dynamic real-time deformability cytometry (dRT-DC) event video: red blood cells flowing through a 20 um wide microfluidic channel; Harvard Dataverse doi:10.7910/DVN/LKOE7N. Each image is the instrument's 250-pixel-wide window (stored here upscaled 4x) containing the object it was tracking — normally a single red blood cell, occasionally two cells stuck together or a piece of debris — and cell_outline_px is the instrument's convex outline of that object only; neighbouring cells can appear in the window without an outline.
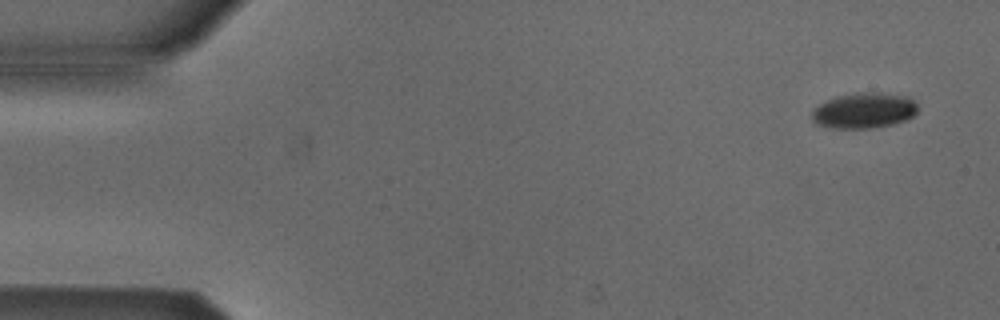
{"species": "Egyptian fruit bat (a non-hibernating species)", "species_latin": "Rousettus aegyptiacus", "temperature_condition": "cold", "stored_images_in_passage": 4, "camera_frame_rate_fps": 3000, "um_per_image_px": 0.085, "animal": {"sex": "male"}, "frame": {"image": 1, "passage_image": 1, "time_ms": 0.0, "image_size_px": [1000, 320], "cell_outline_px": [[916, 112], [908, 120], [892, 124], [872, 128], [832, 128], [816, 124], [812, 120], [812, 112], [820, 104], [836, 96], [856, 92], [880, 92], [908, 96], [916, 104]], "centroid_in_image_um": [73.45, 9.39], "position_along_channel_um": 11.6, "area_um2": 21.96}}
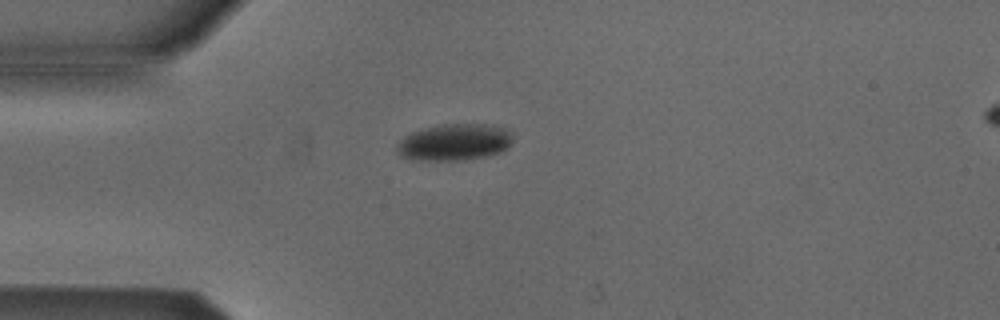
{"frame": {"image": 2, "passage_image": 4, "time_ms": 1.0, "image_size_px": [1000, 320], "cell_outline_px": [[512, 140], [508, 148], [500, 152], [464, 160], [420, 160], [400, 156], [396, 148], [400, 140], [404, 136], [412, 132], [424, 128], [440, 124], [480, 124], [500, 128], [512, 132]], "centroid_in_image_um": [38.6, 12.09], "position_along_channel_um": 46.4, "area_um2": 24.45}}